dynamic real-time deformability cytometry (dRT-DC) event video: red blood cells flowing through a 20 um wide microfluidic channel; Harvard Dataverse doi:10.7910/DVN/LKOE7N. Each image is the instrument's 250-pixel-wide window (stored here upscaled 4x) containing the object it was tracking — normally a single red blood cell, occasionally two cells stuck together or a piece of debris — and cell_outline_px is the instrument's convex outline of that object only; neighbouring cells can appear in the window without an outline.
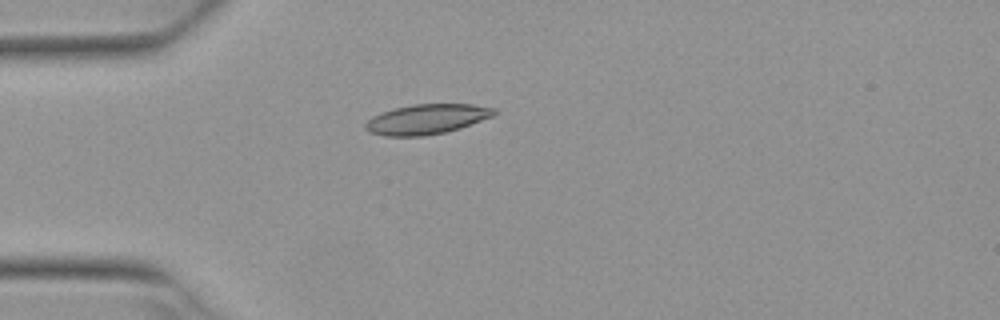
{"species": "Egyptian fruit bat (a non-hibernating species)", "species_latin": "Rousettus aegyptiacus", "temperature_condition": "warm", "stored_images_in_passage": 5, "camera_frame_rate_fps": 3000, "um_per_image_px": 0.085, "animal": {"sex": "female"}, "frame": {"image": 1, "passage_image": 4, "time_ms": 1.0, "image_size_px": [1000, 320], "cell_outline_px": [[500, 112], [492, 116], [460, 128], [444, 132], [424, 136], [384, 136], [368, 132], [364, 128], [364, 124], [372, 116], [396, 108], [412, 104], [472, 104], [496, 108]], "centroid_in_image_um": [36.28, 10.13], "position_along_channel_um": 48.7, "area_um2": 22.48}}